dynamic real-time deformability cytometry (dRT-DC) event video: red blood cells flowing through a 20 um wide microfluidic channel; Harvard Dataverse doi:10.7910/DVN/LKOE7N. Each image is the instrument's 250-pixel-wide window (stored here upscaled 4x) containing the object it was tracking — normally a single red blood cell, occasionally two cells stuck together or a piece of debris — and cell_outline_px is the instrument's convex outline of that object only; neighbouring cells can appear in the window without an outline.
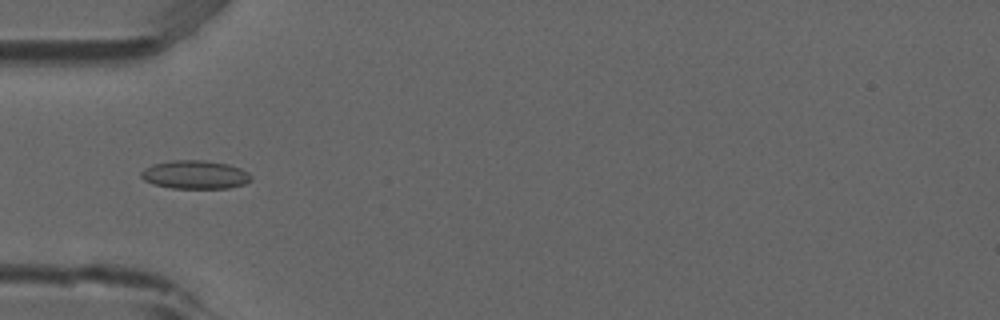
{"species": "common noctule bat (a hibernating species)", "species_latin": "Nyctalus noctula", "temperature_condition": "room temperature", "stored_images_in_passage": 6, "camera_frame_rate_fps": 3000, "um_per_image_px": 0.085, "animal": {"sex": "male", "forearm_length_mm": 52.5}, "frame": {"image": 1, "passage_image": 4, "time_ms": 1.0, "image_size_px": [1000, 320], "cell_outline_px": [[252, 180], [244, 184], [228, 188], [172, 188], [152, 184], [144, 180], [140, 176], [140, 172], [144, 168], [152, 164], [172, 160], [204, 160], [228, 164], [240, 168], [248, 172], [252, 176]], "centroid_in_image_um": [16.57, 14.84], "position_along_channel_um": 68.4, "area_um2": 18.38}}
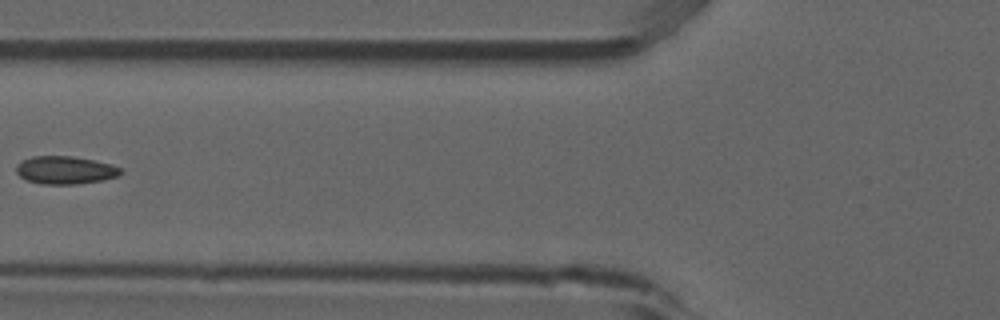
{"frame": {"image": 2, "passage_image": 5, "time_ms": 1.333, "image_size_px": [1000, 320], "cell_outline_px": [[120, 176], [100, 180], [76, 184], [40, 184], [28, 180], [20, 176], [16, 172], [16, 164], [32, 156], [72, 156], [96, 160], [112, 164], [120, 168]], "centroid_in_image_um": [5.54, 14.45], "position_along_channel_um": 120.3, "area_um2": 16.94}}
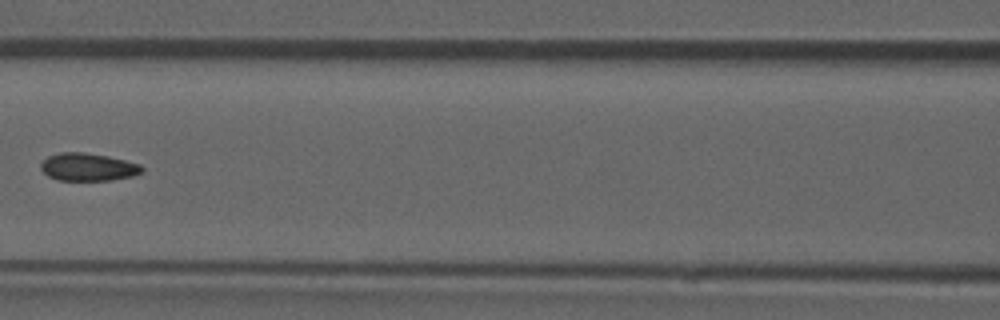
{"frame": {"image": 3, "passage_image": 6, "time_ms": 1.667, "image_size_px": [1000, 320], "cell_outline_px": [[144, 172], [132, 176], [112, 180], [56, 180], [48, 176], [40, 168], [40, 164], [48, 156], [60, 152], [84, 152], [108, 156], [140, 164], [144, 168]], "centroid_in_image_um": [7.49, 14.2], "position_along_channel_um": 159.1, "area_um2": 16.42}}